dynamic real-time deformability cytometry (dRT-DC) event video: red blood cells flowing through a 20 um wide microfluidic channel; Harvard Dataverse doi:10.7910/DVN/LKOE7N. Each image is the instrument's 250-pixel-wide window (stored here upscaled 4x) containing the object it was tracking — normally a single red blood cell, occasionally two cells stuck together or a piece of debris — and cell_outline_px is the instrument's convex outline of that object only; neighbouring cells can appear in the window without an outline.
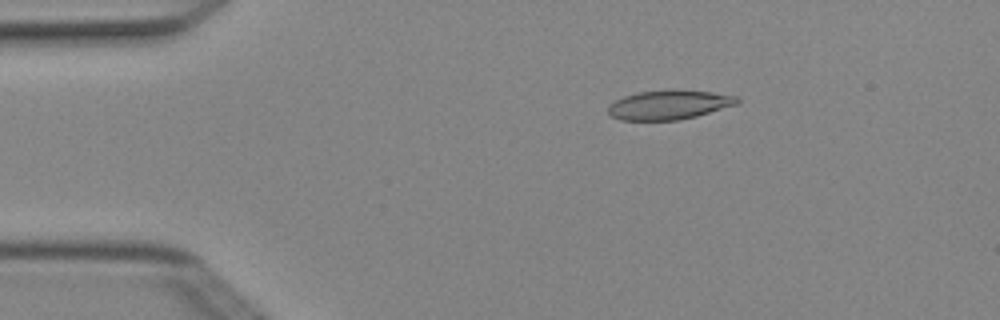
{"species": "Egyptian fruit bat (a non-hibernating species)", "species_latin": "Rousettus aegyptiacus", "temperature_condition": "cold", "stored_images_in_passage": 5, "camera_frame_rate_fps": 3000, "um_per_image_px": 0.085, "animal": {"sex": "female"}, "frame": {"image": 1, "passage_image": 3, "time_ms": 0.667, "image_size_px": [1000, 320], "cell_outline_px": [[740, 100], [736, 104], [696, 116], [676, 120], [620, 120], [612, 116], [608, 112], [608, 104], [624, 96], [640, 92], [672, 88], [712, 92], [740, 96]], "centroid_in_image_um": [56.87, 8.88], "position_along_channel_um": 28.1, "area_um2": 22.2}}
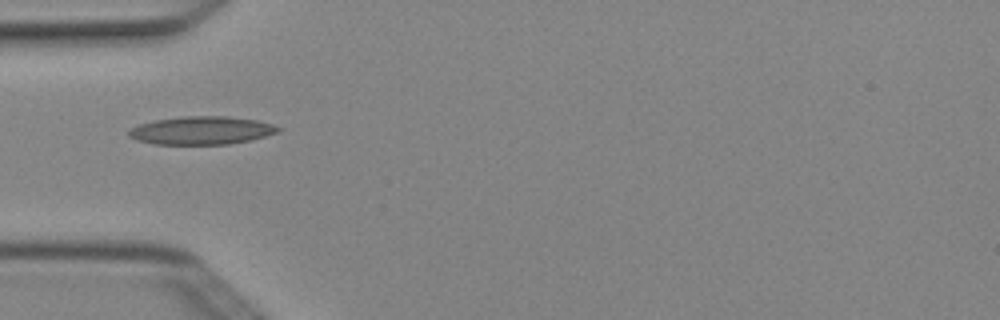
{"frame": {"image": 2, "passage_image": 5, "time_ms": 1.333, "image_size_px": [1000, 320], "cell_outline_px": [[280, 132], [252, 140], [228, 144], [152, 144], [136, 140], [128, 136], [128, 132], [132, 128], [140, 124], [152, 120], [180, 116], [228, 116], [256, 120], [272, 124], [280, 128]], "centroid_in_image_um": [17.12, 11.08], "position_along_channel_um": 67.9, "area_um2": 24.62}}